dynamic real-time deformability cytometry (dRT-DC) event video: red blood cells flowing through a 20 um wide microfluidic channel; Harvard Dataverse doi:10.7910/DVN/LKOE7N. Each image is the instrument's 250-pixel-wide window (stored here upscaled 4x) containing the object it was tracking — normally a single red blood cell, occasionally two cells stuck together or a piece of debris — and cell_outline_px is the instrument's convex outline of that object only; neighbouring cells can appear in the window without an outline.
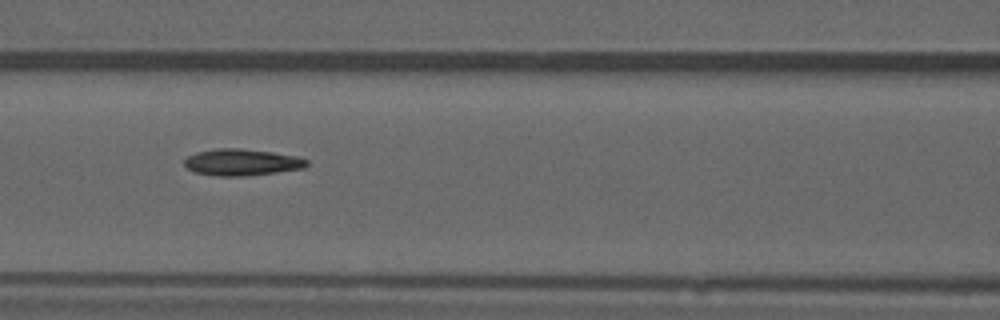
{"species": "common noctule bat (a hibernating species)", "species_latin": "Nyctalus noctula", "temperature_condition": "warm", "stored_images_in_passage": 53, "camera_frame_rate_fps": 3000, "um_per_image_px": 0.085, "animal": {"sex": "male", "forearm_length_mm": 52.5}, "frame": {"image": 1, "passage_image": 23, "time_ms": 7.333, "image_size_px": [1000, 320], "cell_outline_px": [[308, 164], [304, 168], [276, 172], [244, 176], [216, 176], [192, 172], [184, 164], [184, 160], [188, 156], [196, 152], [216, 148], [240, 148], [272, 152], [296, 156], [308, 160]], "centroid_in_image_um": [20.52, 13.79], "position_along_channel_um": 146.1, "area_um2": 19.02}, "authors_computed_cell_mechanics": {"area_um2": 18.785, "velocity_mm_per_s": 3.9119, "shape_relaxation_time_tau1_ms": 7.792, "shape_relaxation_time_tau2_ms": 7.7801, "deformation_change_tau1": 0.1664, "deformation_change_tau2": 0.2192}}